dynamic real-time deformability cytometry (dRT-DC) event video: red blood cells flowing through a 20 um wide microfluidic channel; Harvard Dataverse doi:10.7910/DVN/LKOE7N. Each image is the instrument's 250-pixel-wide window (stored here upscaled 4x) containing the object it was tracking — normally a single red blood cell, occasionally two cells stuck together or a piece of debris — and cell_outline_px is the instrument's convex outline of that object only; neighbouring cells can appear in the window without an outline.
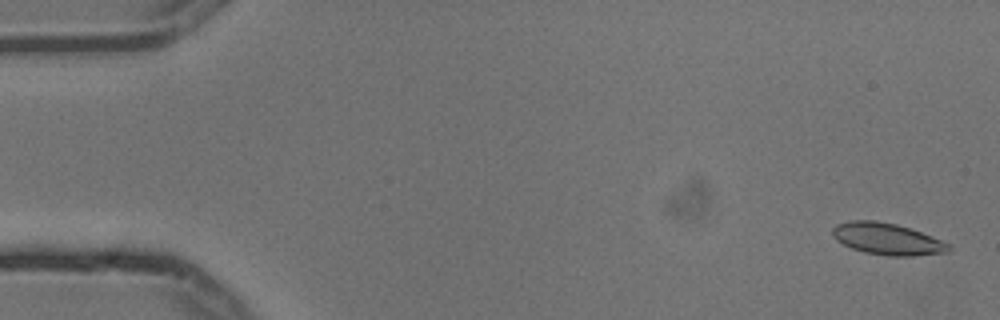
{"species": "common noctule bat (a hibernating species)", "species_latin": "Nyctalus noctula", "temperature_condition": "cold", "stored_images_in_passage": 5, "camera_frame_rate_fps": 3000, "um_per_image_px": 0.085, "animal": {"sex": "male", "body_mass_g": 13.3}, "frame": {"image": 1, "passage_image": 1, "time_ms": 0.0, "image_size_px": [1000, 320], "cell_outline_px": [[952, 248], [948, 252], [912, 256], [888, 256], [864, 252], [852, 248], [836, 240], [832, 236], [832, 228], [836, 224], [852, 220], [876, 220], [896, 224], [932, 236], [948, 244]], "centroid_in_image_um": [75.38, 20.31], "position_along_channel_um": 9.6, "area_um2": 21.39}}
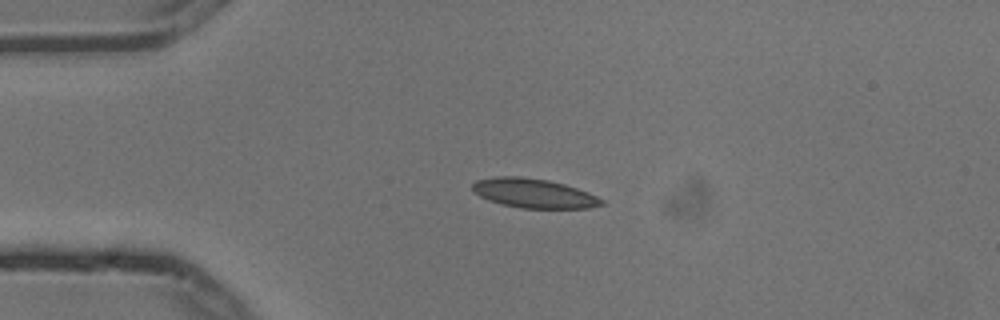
{"frame": {"image": 2, "passage_image": 4, "time_ms": 1.0, "image_size_px": [1000, 320], "cell_outline_px": [[604, 204], [588, 208], [520, 208], [500, 204], [488, 200], [472, 192], [472, 184], [476, 180], [496, 176], [520, 176], [548, 180], [564, 184], [588, 192], [604, 200]], "centroid_in_image_um": [45.33, 16.43], "position_along_channel_um": 39.7, "area_um2": 22.14}}